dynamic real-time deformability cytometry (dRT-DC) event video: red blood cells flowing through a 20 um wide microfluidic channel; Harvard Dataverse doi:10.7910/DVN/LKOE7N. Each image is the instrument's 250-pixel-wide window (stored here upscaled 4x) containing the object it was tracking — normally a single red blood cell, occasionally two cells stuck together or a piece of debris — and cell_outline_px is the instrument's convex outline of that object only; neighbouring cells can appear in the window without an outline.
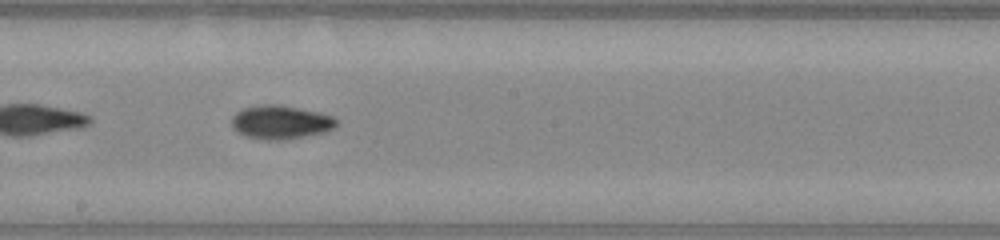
{"species": "common noctule bat (a hibernating species)", "species_latin": "Nyctalus noctula", "temperature_condition": "warm", "stored_images_in_passage": 30, "camera_frame_rate_fps": 3000, "um_per_image_px": 0.085, "animal": {"sex": "male", "body_mass_g": 20.0, "forearm_length_mm": 53.3}, "frame": {"image": 1, "passage_image": 13, "time_ms": 4.0, "image_size_px": [1000, 240], "cell_outline_px": [[336, 128], [324, 132], [284, 140], [264, 140], [244, 136], [236, 132], [232, 128], [232, 116], [236, 112], [244, 108], [260, 104], [280, 104], [320, 112], [332, 116], [336, 120]], "centroid_in_image_um": [23.83, 10.38], "position_along_channel_um": 224.4, "area_um2": 20.81}, "authors_computed_cell_mechanics": {"area_um2": 19.6809, "velocity_mm_per_s": 4.1187, "shape_relaxation_time_tau1_ms": 4.1983, "shape_relaxation_time_tau2_ms": 3.8121, "deformation_change_tau1": 0.1497, "deformation_change_tau2": 0.0686}}